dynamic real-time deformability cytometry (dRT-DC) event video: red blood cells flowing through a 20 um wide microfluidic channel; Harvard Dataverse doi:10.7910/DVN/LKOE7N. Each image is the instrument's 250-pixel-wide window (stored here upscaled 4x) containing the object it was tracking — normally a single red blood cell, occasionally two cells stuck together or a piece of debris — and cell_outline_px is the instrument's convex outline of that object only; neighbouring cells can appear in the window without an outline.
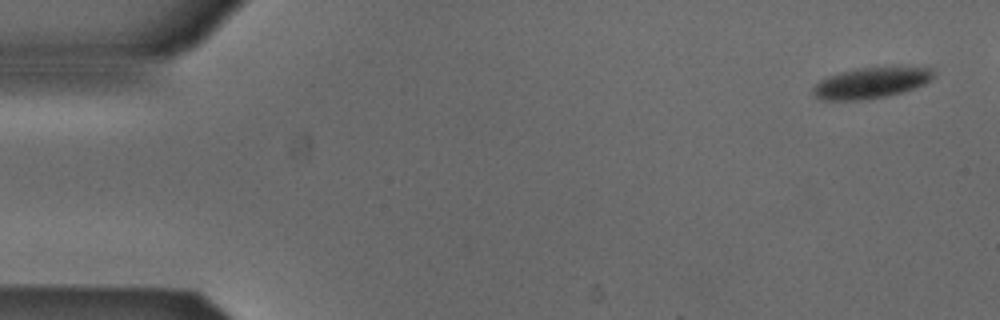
{"species": "Egyptian fruit bat (a non-hibernating species)", "species_latin": "Rousettus aegyptiacus", "temperature_condition": "cold", "stored_images_in_passage": 5, "camera_frame_rate_fps": 3000, "um_per_image_px": 0.085, "animal": {"sex": "male"}, "frame": {"image": 1, "passage_image": 1, "time_ms": 0.0, "image_size_px": [1000, 320], "cell_outline_px": [[936, 76], [932, 80], [916, 88], [888, 96], [868, 100], [820, 100], [812, 96], [812, 88], [820, 80], [828, 76], [840, 72], [856, 68], [932, 68]], "centroid_in_image_um": [74.01, 7.07], "position_along_channel_um": 11.0, "area_um2": 21.79}}
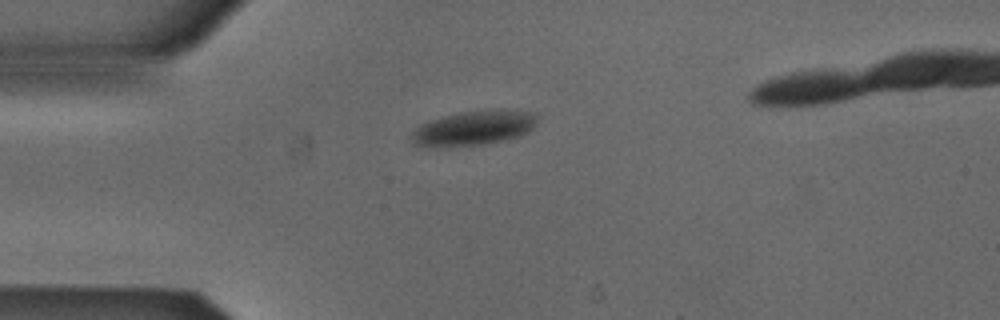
{"frame": {"image": 2, "passage_image": 4, "time_ms": 1.0, "image_size_px": [1000, 320], "cell_outline_px": [[540, 116], [536, 124], [532, 128], [516, 136], [504, 140], [476, 144], [416, 144], [412, 140], [412, 132], [420, 124], [444, 116], [460, 112], [496, 108], [504, 108], [536, 112]], "centroid_in_image_um": [40.41, 10.79], "position_along_channel_um": 44.6, "area_um2": 24.62}}